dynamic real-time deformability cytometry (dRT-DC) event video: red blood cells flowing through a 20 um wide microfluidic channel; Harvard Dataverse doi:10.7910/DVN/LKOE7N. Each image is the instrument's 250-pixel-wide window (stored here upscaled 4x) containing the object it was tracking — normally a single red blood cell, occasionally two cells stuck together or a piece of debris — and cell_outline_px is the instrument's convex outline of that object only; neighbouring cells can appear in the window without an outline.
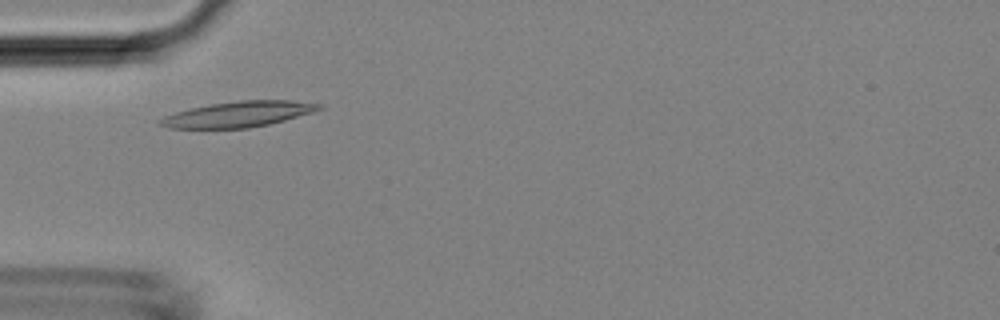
{"species": "Egyptian fruit bat (a non-hibernating species)", "species_latin": "Rousettus aegyptiacus", "temperature_condition": "room temperature", "stored_images_in_passage": 41, "camera_frame_rate_fps": 3000, "um_per_image_px": 0.085, "animal": {"sex": "female"}, "frame": {"image": 1, "passage_image": 15, "time_ms": 4.667, "image_size_px": [1000, 320], "cell_outline_px": [[324, 108], [316, 112], [268, 124], [248, 128], [168, 128], [156, 124], [156, 120], [164, 116], [176, 112], [192, 108], [212, 104], [240, 100], [292, 100], [324, 104]], "centroid_in_image_um": [20.29, 9.7], "position_along_channel_um": 64.7, "area_um2": 23.87}}
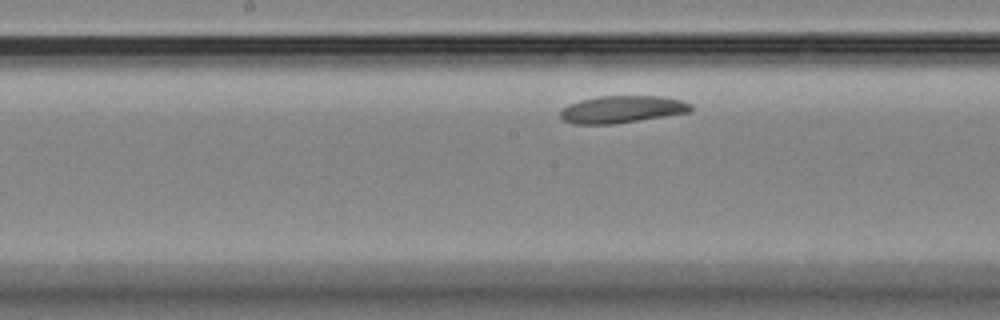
{"frame": {"image": 2, "passage_image": 25, "time_ms": 8.0, "image_size_px": [1000, 320], "cell_outline_px": [[692, 112], [616, 124], [572, 124], [560, 120], [560, 108], [568, 104], [580, 100], [596, 96], [664, 96], [684, 100], [692, 104]], "centroid_in_image_um": [52.86, 9.29], "position_along_channel_um": 195.3, "area_um2": 21.27}}
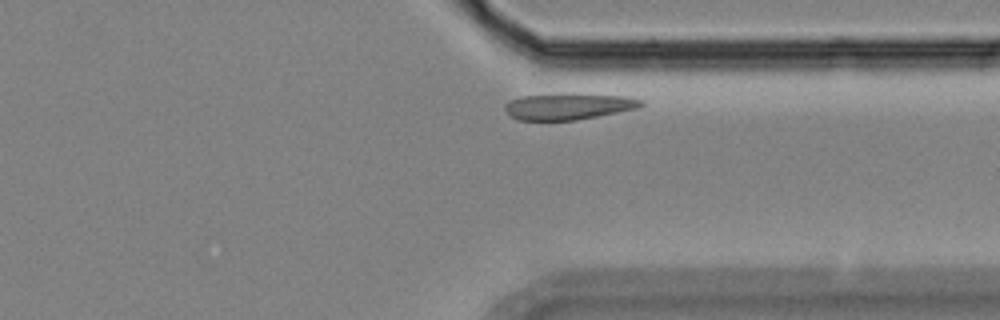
{"frame": {"image": 3, "passage_image": 38, "time_ms": 12.333, "image_size_px": [1000, 320], "cell_outline_px": [[644, 104], [636, 108], [576, 120], [516, 120], [508, 116], [504, 108], [504, 104], [508, 100], [520, 96], [624, 96], [644, 100]], "centroid_in_image_um": [48.21, 9.09], "position_along_channel_um": 363.2, "area_um2": 19.88}}